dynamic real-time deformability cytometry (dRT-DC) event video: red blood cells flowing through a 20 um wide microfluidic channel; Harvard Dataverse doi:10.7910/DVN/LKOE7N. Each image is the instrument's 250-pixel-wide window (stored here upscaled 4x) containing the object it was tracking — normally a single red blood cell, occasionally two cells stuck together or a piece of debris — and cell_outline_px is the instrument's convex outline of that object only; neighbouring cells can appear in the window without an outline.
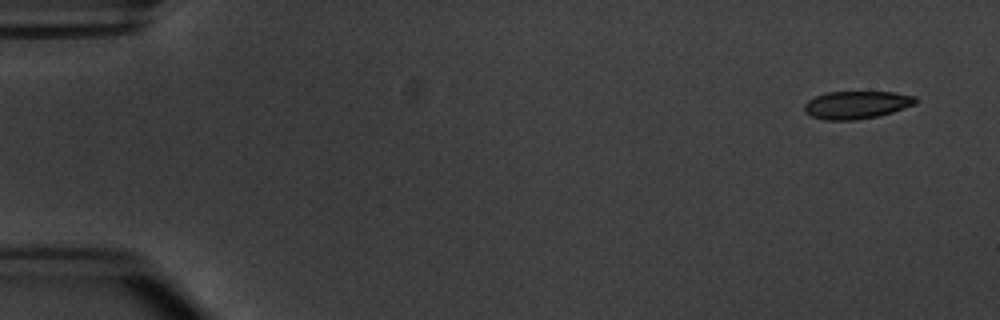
{"species": "common noctule bat (a hibernating species)", "species_latin": "Nyctalus noctula", "temperature_condition": "warm", "stored_images_in_passage": 6, "camera_frame_rate_fps": 3000, "um_per_image_px": 0.085, "animal": {"sex": "male", "body_mass_g": 20.1, "forearm_length_mm": 53.5}, "frame": {"image": 1, "passage_image": 1, "time_ms": 0.0, "image_size_px": [1000, 320], "cell_outline_px": [[916, 104], [892, 112], [876, 116], [852, 120], [824, 120], [812, 116], [804, 112], [804, 104], [808, 100], [816, 96], [828, 92], [892, 92], [916, 96]], "centroid_in_image_um": [72.79, 8.91], "position_along_channel_um": 12.2, "area_um2": 17.86}}
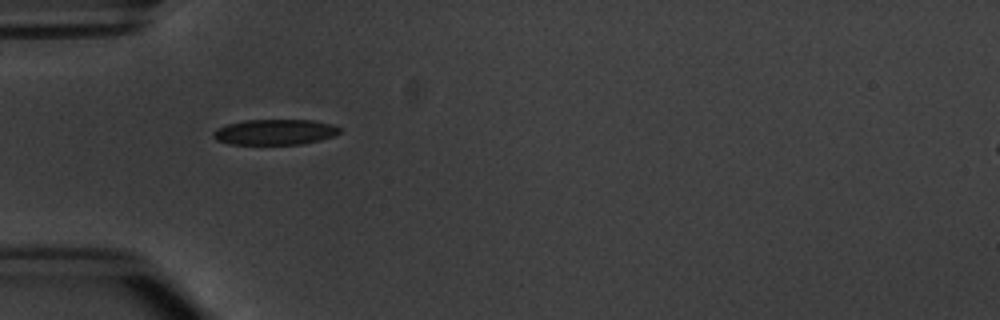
{"frame": {"image": 2, "passage_image": 5, "time_ms": 4.667, "image_size_px": [1000, 320], "cell_outline_px": [[340, 132], [332, 136], [320, 140], [300, 144], [232, 144], [216, 140], [212, 136], [212, 132], [216, 128], [228, 124], [244, 120], [312, 120], [332, 124], [340, 128]], "centroid_in_image_um": [23.34, 11.22], "position_along_channel_um": 61.7, "area_um2": 18.73}}